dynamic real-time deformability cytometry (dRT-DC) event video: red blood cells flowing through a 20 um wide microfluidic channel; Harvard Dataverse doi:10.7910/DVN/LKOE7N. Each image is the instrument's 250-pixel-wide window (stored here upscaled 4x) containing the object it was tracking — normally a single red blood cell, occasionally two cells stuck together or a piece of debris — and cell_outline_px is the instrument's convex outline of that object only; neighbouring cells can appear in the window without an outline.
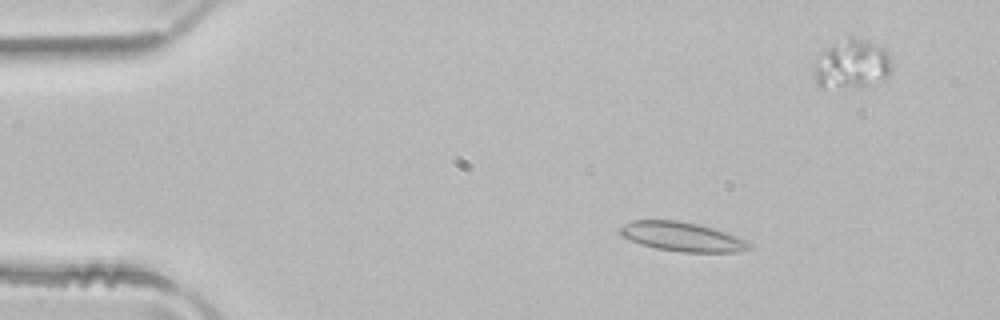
{"species": "common noctule bat (a hibernating species)", "species_latin": "Nyctalus noctula", "temperature_condition": "room temperature", "stored_images_in_passage": 50, "camera_frame_rate_fps": 3000, "um_per_image_px": 0.085, "animal": {"sex": "male", "body_mass_g": 21.5, "forearm_length_mm": 52.0}, "frame": {"image": 1, "passage_image": 7, "time_ms": 2.0, "image_size_px": [1000, 320], "cell_outline_px": [[752, 248], [736, 252], [684, 252], [656, 248], [640, 244], [624, 236], [620, 232], [620, 228], [624, 224], [632, 220], [676, 220], [696, 224], [712, 228], [736, 236], [752, 244]], "centroid_in_image_um": [57.99, 20.12], "position_along_channel_um": 27.0, "area_um2": 21.62}}
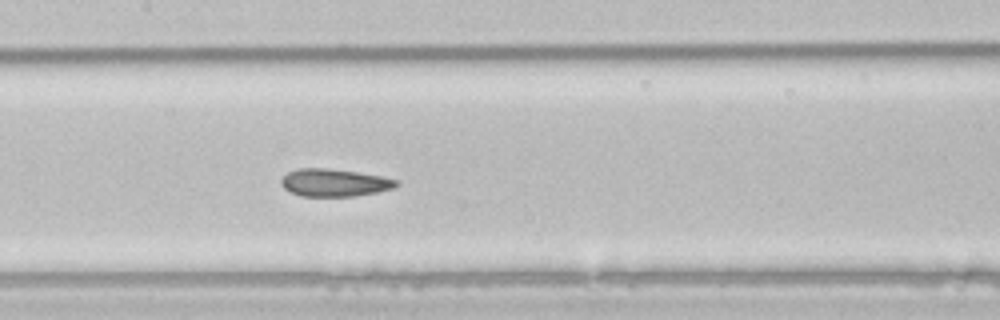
{"frame": {"image": 2, "passage_image": 23, "time_ms": 7.333, "image_size_px": [1000, 320], "cell_outline_px": [[400, 184], [396, 188], [356, 196], [300, 196], [284, 188], [280, 184], [280, 180], [288, 172], [300, 168], [328, 168], [356, 172], [380, 176], [400, 180]], "centroid_in_image_um": [28.45, 15.53], "position_along_channel_um": 178.9, "area_um2": 18.55}}
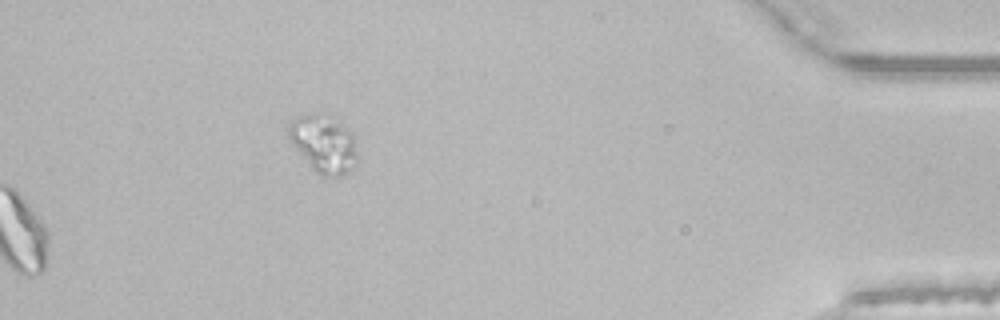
{"frame": {"image": 3, "passage_image": 50, "time_ms": 16.333, "image_size_px": [1000, 320], "cell_outline_px": [[356, 164], [352, 172], [336, 176], [320, 176], [312, 168], [288, 140], [288, 128], [292, 120], [296, 116], [308, 112], [316, 112], [332, 116], [340, 120], [352, 132], [356, 152]], "centroid_in_image_um": [27.51, 12.19], "position_along_channel_um": 407.7, "area_um2": 23.58}, "authors_computed_cell_mechanics": {"area_um2": 20.4612, "velocity_mm_per_s": 4.0264, "shape_relaxation_time_tau1_ms": null, "shape_relaxation_time_tau2_ms": 2.3657, "deformation_change_tau1": null, "deformation_change_tau2": 0.0618}}